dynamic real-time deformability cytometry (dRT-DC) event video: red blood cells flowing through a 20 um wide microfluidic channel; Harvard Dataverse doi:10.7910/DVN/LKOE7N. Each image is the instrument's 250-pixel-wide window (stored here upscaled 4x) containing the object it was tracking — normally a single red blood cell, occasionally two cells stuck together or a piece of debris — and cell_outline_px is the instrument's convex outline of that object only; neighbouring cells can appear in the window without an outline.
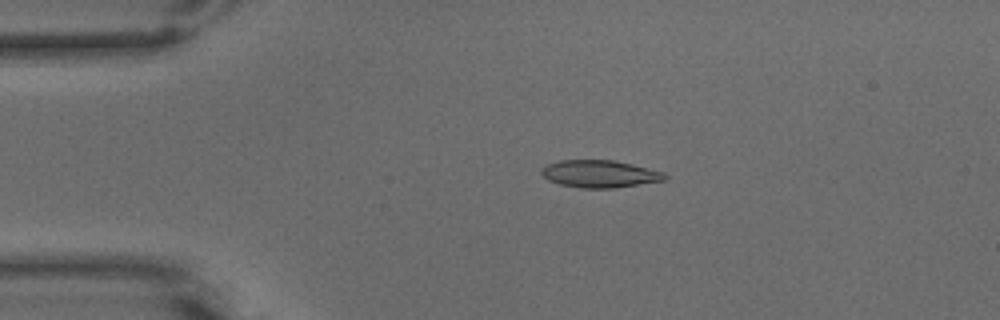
{"species": "common noctule bat (a hibernating species)", "species_latin": "Nyctalus noctula", "temperature_condition": "warm", "stored_images_in_passage": 89, "camera_frame_rate_fps": 3000, "um_per_image_px": 0.085, "animal": {"sex": "male", "body_mass_g": 15.6}, "frame": {"image": 1, "passage_image": 18, "time_ms": 5.667, "image_size_px": [1000, 320], "cell_outline_px": [[668, 176], [664, 180], [616, 188], [580, 188], [560, 184], [548, 180], [540, 172], [540, 168], [544, 164], [560, 160], [612, 160], [632, 164], [664, 172]], "centroid_in_image_um": [50.94, 14.77], "position_along_channel_um": 34.1, "area_um2": 19.77}}
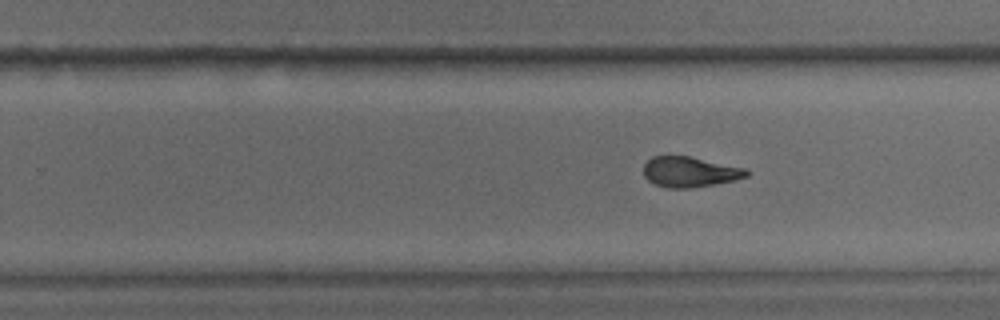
{"frame": {"image": 2, "passage_image": 55, "time_ms": 18.0, "image_size_px": [1000, 320], "cell_outline_px": [[752, 172], [748, 176], [736, 180], [692, 188], [668, 188], [656, 184], [648, 180], [644, 176], [644, 164], [652, 156], [688, 156], [744, 168]], "centroid_in_image_um": [58.64, 14.62], "position_along_channel_um": 271.2, "area_um2": 18.15}}
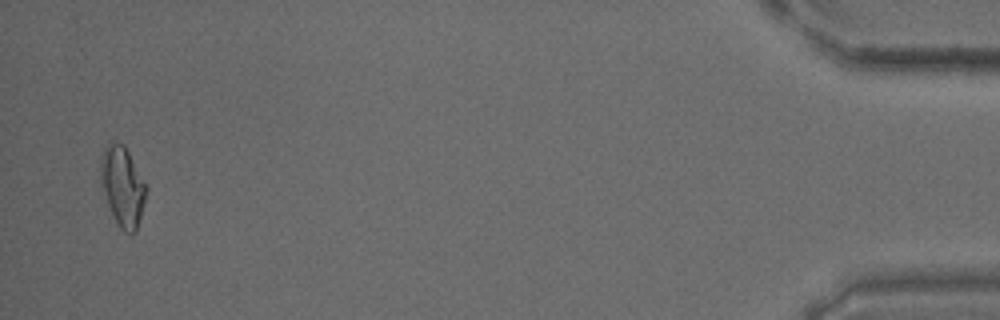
{"frame": {"image": 3, "passage_image": 87, "time_ms": 28.667, "image_size_px": [1000, 320], "cell_outline_px": [[148, 188], [136, 232], [124, 232], [120, 228], [108, 204], [100, 184], [100, 156], [104, 148], [108, 144], [124, 144]], "centroid_in_image_um": [10.41, 15.83], "position_along_channel_um": 424.8, "area_um2": 20.87}, "authors_computed_cell_mechanics": {"area_um2": 18.9584, "velocity_mm_per_s": 2.2457, "shape_relaxation_time_tau1_ms": null, "shape_relaxation_time_tau2_ms": 3.4329, "deformation_change_tau1": null, "deformation_change_tau2": 0.1018}}